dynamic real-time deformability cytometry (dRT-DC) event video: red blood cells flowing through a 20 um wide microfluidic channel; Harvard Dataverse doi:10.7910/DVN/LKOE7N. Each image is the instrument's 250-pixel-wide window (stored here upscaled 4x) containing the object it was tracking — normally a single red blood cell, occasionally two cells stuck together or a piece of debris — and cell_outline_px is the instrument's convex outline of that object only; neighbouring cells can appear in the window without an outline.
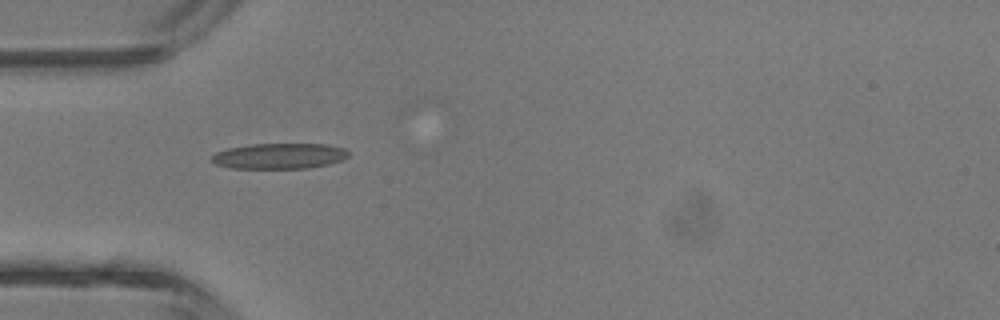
{"species": "common noctule bat (a hibernating species)", "species_latin": "Nyctalus noctula", "temperature_condition": "room temperature", "stored_images_in_passage": 4, "camera_frame_rate_fps": 3000, "um_per_image_px": 0.085, "animal": {"sex": "male", "body_mass_g": 13.3}, "frame": {"image": 1, "passage_image": 4, "time_ms": 3.333, "image_size_px": [1000, 320], "cell_outline_px": [[348, 156], [344, 160], [328, 164], [308, 168], [232, 168], [216, 164], [208, 160], [216, 152], [228, 148], [248, 144], [328, 144], [344, 148], [348, 152]], "centroid_in_image_um": [23.73, 13.26], "position_along_channel_um": 61.3, "area_um2": 20.52}}